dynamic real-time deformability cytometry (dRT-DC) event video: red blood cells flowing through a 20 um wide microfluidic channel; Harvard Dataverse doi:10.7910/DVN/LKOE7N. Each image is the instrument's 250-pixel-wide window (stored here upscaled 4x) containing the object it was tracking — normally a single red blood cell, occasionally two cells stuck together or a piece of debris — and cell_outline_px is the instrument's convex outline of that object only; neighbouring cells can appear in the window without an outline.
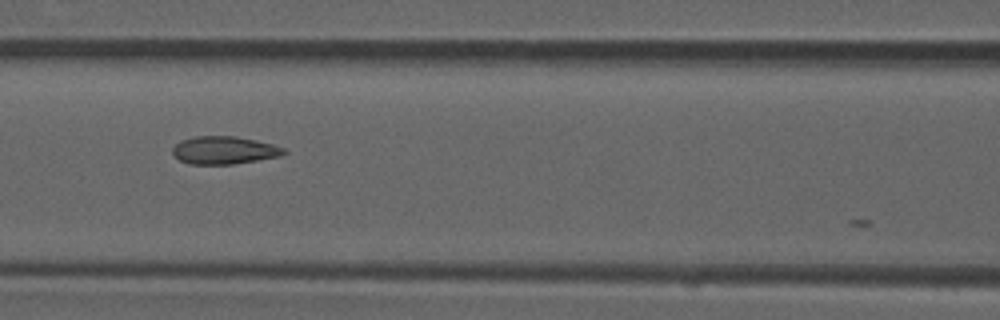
{"species": "common noctule bat (a hibernating species)", "species_latin": "Nyctalus noctula", "temperature_condition": "room temperature", "stored_images_in_passage": 7, "camera_frame_rate_fps": 3000, "um_per_image_px": 0.085, "animal": {"sex": "male", "forearm_length_mm": 52.5}, "frame": {"image": 1, "passage_image": 6, "time_ms": 1.667, "image_size_px": [1000, 320], "cell_outline_px": [[288, 152], [280, 156], [232, 164], [188, 164], [180, 160], [172, 152], [172, 148], [180, 140], [192, 136], [236, 136], [272, 144], [284, 148]], "centroid_in_image_um": [19.03, 12.76], "position_along_channel_um": 147.6, "area_um2": 17.98}}